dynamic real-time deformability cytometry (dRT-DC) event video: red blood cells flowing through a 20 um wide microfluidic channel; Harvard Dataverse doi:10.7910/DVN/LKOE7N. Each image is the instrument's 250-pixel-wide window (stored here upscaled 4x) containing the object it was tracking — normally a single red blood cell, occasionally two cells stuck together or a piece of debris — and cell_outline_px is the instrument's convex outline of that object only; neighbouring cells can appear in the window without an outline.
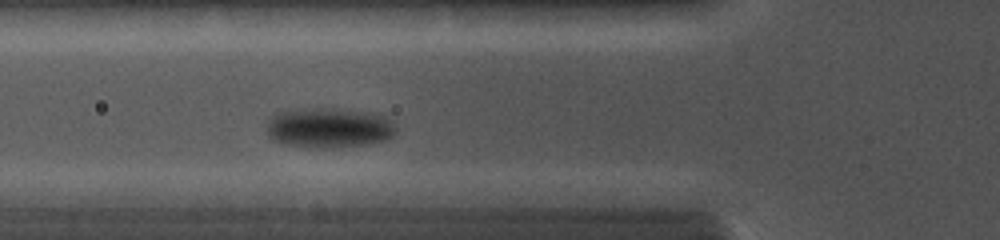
{"species": "common noctule bat (a hibernating species)", "species_latin": "Nyctalus noctula", "temperature_condition": "cold", "stored_images_in_passage": 8, "camera_frame_rate_fps": 5000, "um_per_image_px": 0.085, "animal": {"sex": "female", "body_mass_g": 19.0, "forearm_length_mm": 56.7}, "frame": {"image": 1, "passage_image": 5, "time_ms": 3.8, "image_size_px": [1000, 240], "cell_outline_px": [[396, 132], [392, 136], [384, 140], [372, 144], [280, 144], [272, 140], [268, 136], [268, 116], [272, 112], [296, 108], [336, 108], [380, 112], [388, 116], [392, 120], [396, 128]], "centroid_in_image_um": [27.98, 10.76], "position_along_channel_um": 97.8, "area_um2": 29.94}}
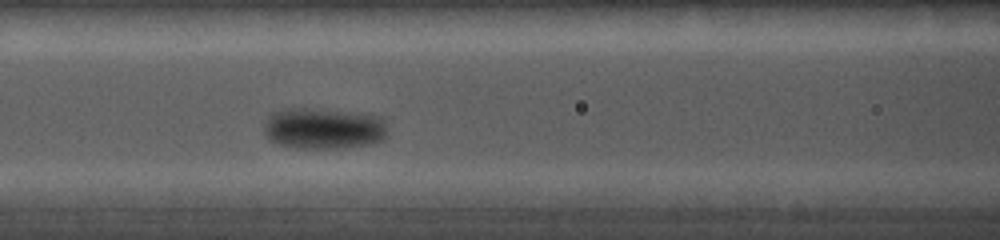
{"frame": {"image": 2, "passage_image": 6, "time_ms": 4.8, "image_size_px": [1000, 240], "cell_outline_px": [[388, 136], [384, 140], [372, 144], [344, 148], [296, 148], [280, 144], [268, 140], [264, 132], [264, 128], [268, 116], [272, 112], [280, 108], [320, 108], [368, 112], [384, 116], [388, 132]], "centroid_in_image_um": [27.59, 10.88], "position_along_channel_um": 139.0, "area_um2": 30.98}}